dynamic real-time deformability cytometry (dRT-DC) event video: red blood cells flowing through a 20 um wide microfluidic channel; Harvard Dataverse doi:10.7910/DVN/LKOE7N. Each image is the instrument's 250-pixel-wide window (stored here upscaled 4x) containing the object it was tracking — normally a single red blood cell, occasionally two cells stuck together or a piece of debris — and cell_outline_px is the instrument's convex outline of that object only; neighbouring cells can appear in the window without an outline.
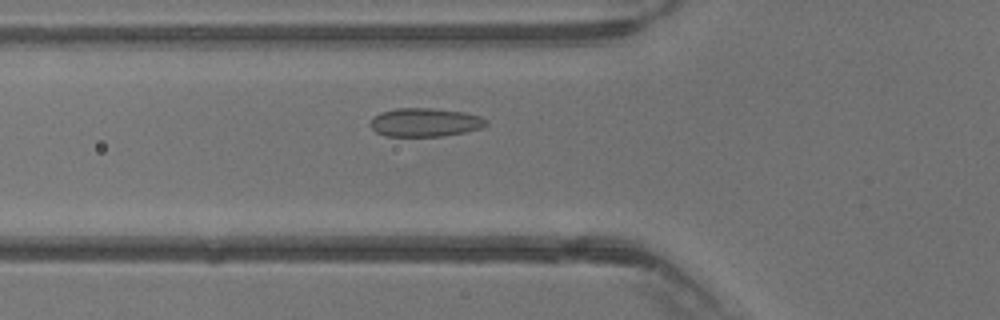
{"species": "common noctule bat (a hibernating species)", "species_latin": "Nyctalus noctula", "temperature_condition": "warm", "stored_images_in_passage": 33, "camera_frame_rate_fps": 3000, "um_per_image_px": 0.085, "animal": {"sex": "male", "body_mass_g": 13.3}, "frame": {"image": 1, "passage_image": 11, "time_ms": 3.333, "image_size_px": [1000, 320], "cell_outline_px": [[488, 124], [480, 128], [468, 132], [444, 136], [384, 136], [376, 132], [368, 124], [372, 116], [380, 112], [396, 108], [432, 108], [464, 112], [480, 116], [488, 120]], "centroid_in_image_um": [36.11, 10.4], "position_along_channel_um": 89.7, "area_um2": 19.59}}
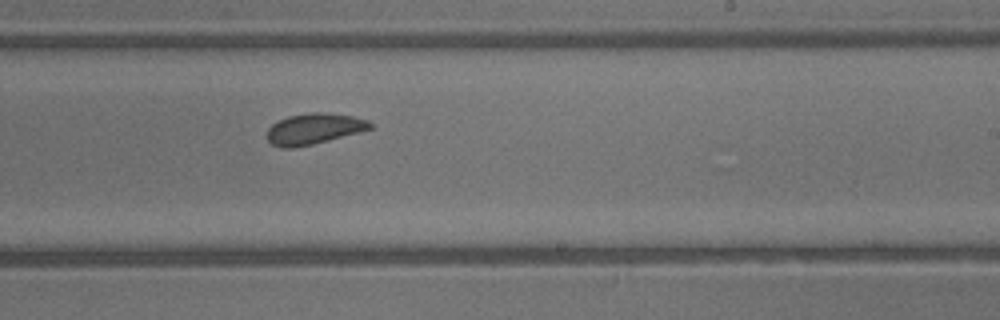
{"frame": {"image": 2, "passage_image": 21, "time_ms": 6.667, "image_size_px": [1000, 320], "cell_outline_px": [[372, 128], [360, 132], [312, 144], [292, 148], [280, 148], [272, 144], [268, 140], [268, 128], [272, 124], [288, 116], [312, 112], [324, 112], [352, 116], [368, 120], [372, 124]], "centroid_in_image_um": [26.69, 10.95], "position_along_channel_um": 262.3, "area_um2": 18.38}}
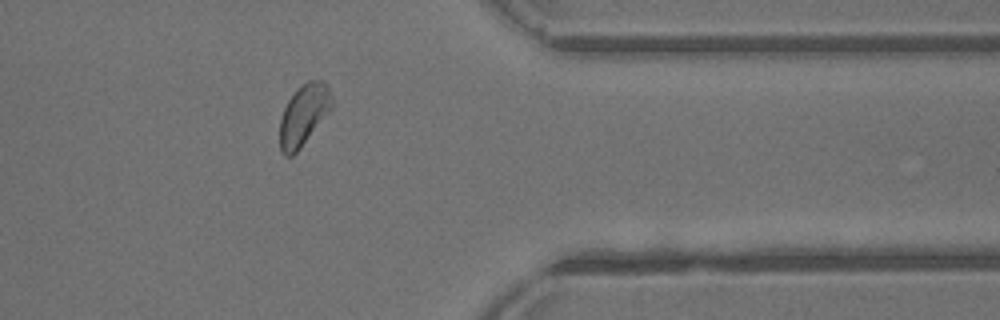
{"frame": {"image": 3, "passage_image": 29, "time_ms": 9.333, "image_size_px": [1000, 320], "cell_outline_px": [[332, 108], [300, 148], [292, 156], [284, 156], [280, 152], [280, 120], [284, 108], [288, 100], [308, 80], [324, 80], [328, 84], [332, 96]], "centroid_in_image_um": [25.82, 9.77], "position_along_channel_um": 385.6, "area_um2": 18.32}}